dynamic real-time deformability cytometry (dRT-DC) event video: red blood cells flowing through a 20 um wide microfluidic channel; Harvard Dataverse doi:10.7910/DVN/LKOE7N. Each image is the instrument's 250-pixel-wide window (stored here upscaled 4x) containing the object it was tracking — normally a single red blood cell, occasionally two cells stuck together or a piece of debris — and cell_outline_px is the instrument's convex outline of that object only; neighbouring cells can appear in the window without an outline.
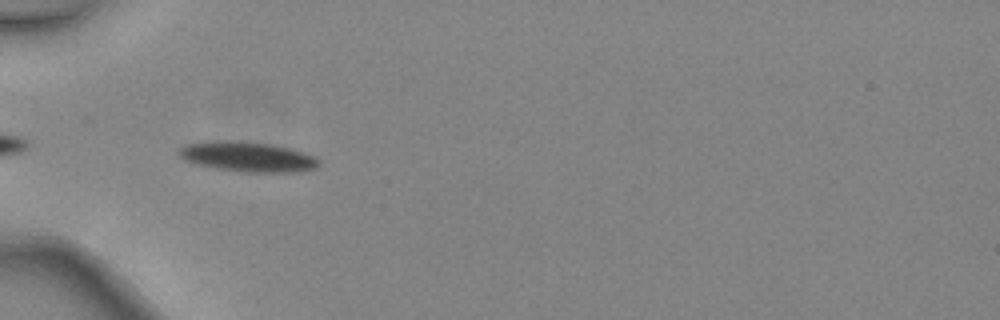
{"species": "common noctule bat (a hibernating species)", "species_latin": "Nyctalus noctula", "temperature_condition": "warm", "stored_images_in_passage": 4, "camera_frame_rate_fps": 3000, "um_per_image_px": 0.085, "animal": {"sex": "female", "body_mass_g": 24.6, "forearm_length_mm": 56.2}, "frame": {"image": 1, "passage_image": 4, "time_ms": 1.0, "image_size_px": [1000, 320], "cell_outline_px": [[320, 164], [312, 168], [296, 172], [244, 172], [216, 168], [196, 164], [184, 160], [176, 152], [180, 148], [188, 144], [272, 144], [288, 148], [312, 156], [320, 160]], "centroid_in_image_um": [21.1, 13.4], "position_along_channel_um": 63.9, "area_um2": 22.77}}